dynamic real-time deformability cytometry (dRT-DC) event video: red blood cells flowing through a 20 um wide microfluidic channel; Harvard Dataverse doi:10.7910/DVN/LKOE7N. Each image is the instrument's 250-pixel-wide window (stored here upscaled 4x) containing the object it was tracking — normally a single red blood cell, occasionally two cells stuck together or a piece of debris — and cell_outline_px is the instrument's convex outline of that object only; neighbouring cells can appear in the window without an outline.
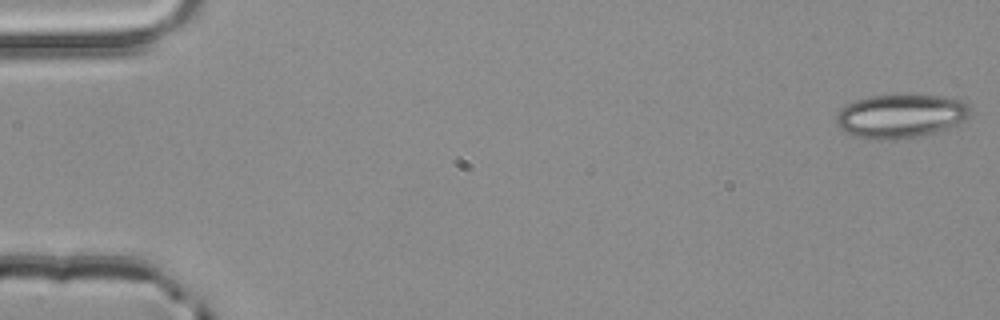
{"species": "common noctule bat (a hibernating species)", "species_latin": "Nyctalus noctula", "temperature_condition": "room temperature", "stored_images_in_passage": 50, "camera_frame_rate_fps": 3000, "um_per_image_px": 0.085, "animal": {"sex": "male", "body_mass_g": 20.4}, "frame": {"image": 1, "passage_image": 1, "time_ms": 0.0, "image_size_px": [1000, 320], "cell_outline_px": [[968, 116], [956, 128], [920, 136], [892, 140], [880, 140], [856, 136], [840, 128], [836, 124], [836, 116], [840, 108], [856, 100], [872, 96], [944, 96], [964, 100], [968, 104]], "centroid_in_image_um": [76.61, 9.89], "position_along_channel_um": 8.4, "area_um2": 34.16}}
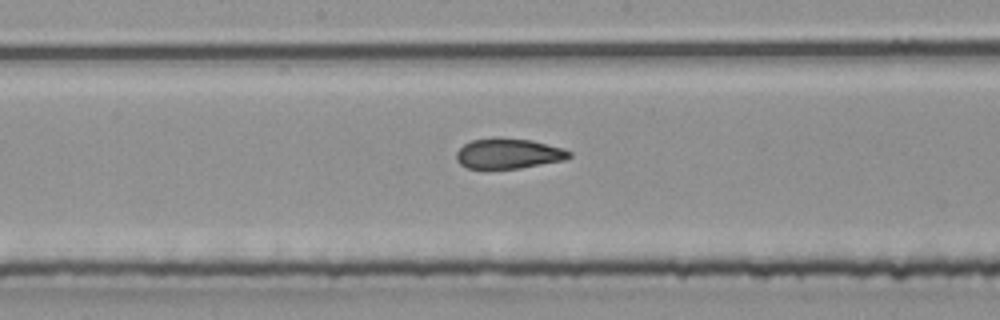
{"frame": {"image": 2, "passage_image": 28, "time_ms": 9.0, "image_size_px": [1000, 320], "cell_outline_px": [[572, 156], [564, 160], [520, 168], [468, 168], [460, 164], [456, 160], [456, 152], [464, 144], [472, 140], [496, 136], [532, 140], [564, 148], [572, 152]], "centroid_in_image_um": [43.23, 13.03], "position_along_channel_um": 205.0, "area_um2": 20.11}}
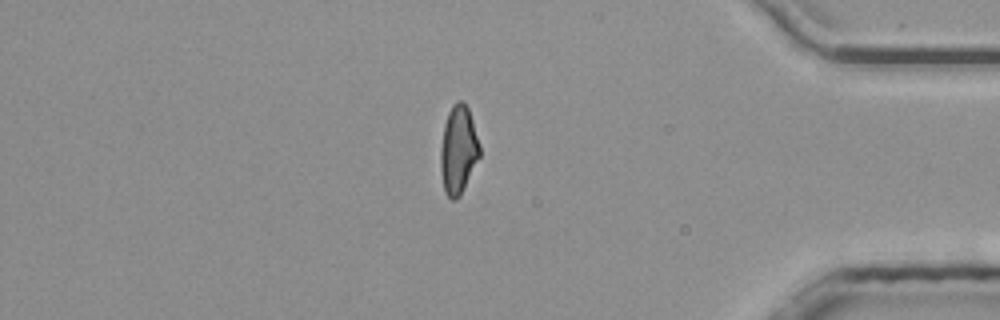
{"frame": {"image": 3, "passage_image": 45, "time_ms": 14.667, "image_size_px": [1000, 320], "cell_outline_px": [[480, 156], [460, 196], [456, 200], [452, 200], [444, 192], [440, 168], [440, 148], [444, 124], [448, 112], [452, 104], [456, 100], [464, 100], [468, 108], [480, 144]], "centroid_in_image_um": [38.95, 12.72], "position_along_channel_um": 396.3, "area_um2": 20.35}}